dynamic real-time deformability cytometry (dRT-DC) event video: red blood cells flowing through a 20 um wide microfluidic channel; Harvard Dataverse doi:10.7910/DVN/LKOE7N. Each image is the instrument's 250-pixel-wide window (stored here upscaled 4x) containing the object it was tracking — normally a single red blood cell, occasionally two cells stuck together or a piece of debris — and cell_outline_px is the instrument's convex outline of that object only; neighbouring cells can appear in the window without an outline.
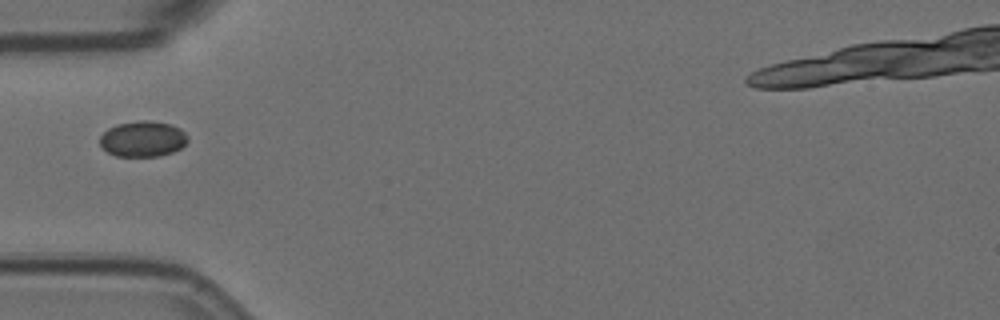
{"species": "Egyptian fruit bat (a non-hibernating species)", "species_latin": "Rousettus aegyptiacus", "temperature_condition": "room temperature", "stored_images_in_passage": 25, "camera_frame_rate_fps": 3000, "um_per_image_px": 0.085, "animal": {"sex": "female"}, "frame": {"image": 1, "passage_image": 1, "time_ms": 0.0, "image_size_px": [1000, 320], "cell_outline_px": [[188, 140], [180, 148], [172, 152], [160, 156], [116, 156], [108, 152], [100, 144], [100, 136], [108, 128], [116, 124], [140, 120], [148, 120], [172, 124], [180, 128], [188, 136]], "centroid_in_image_um": [12.14, 11.79], "position_along_channel_um": 72.9, "area_um2": 18.32}}
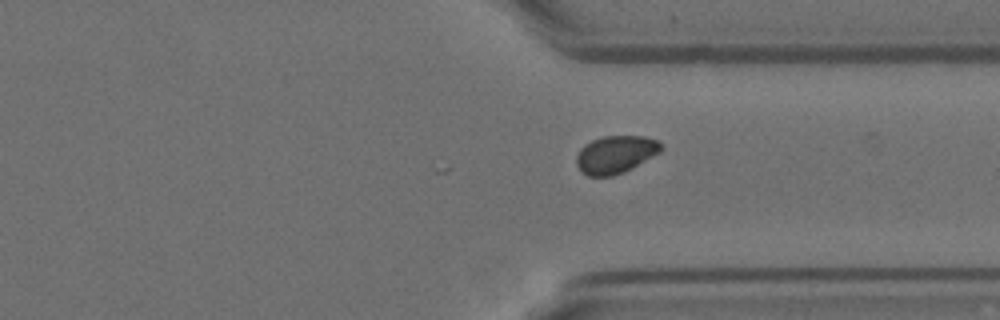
{"frame": {"image": 2, "passage_image": 25, "time_ms": 8.0, "image_size_px": [1000, 320], "cell_outline_px": [[660, 152], [624, 172], [612, 176], [588, 176], [580, 172], [576, 164], [576, 156], [580, 148], [584, 144], [592, 140], [604, 136], [644, 136], [656, 140], [660, 144]], "centroid_in_image_um": [52.26, 13.14], "position_along_channel_um": 359.1, "area_um2": 18.5}}